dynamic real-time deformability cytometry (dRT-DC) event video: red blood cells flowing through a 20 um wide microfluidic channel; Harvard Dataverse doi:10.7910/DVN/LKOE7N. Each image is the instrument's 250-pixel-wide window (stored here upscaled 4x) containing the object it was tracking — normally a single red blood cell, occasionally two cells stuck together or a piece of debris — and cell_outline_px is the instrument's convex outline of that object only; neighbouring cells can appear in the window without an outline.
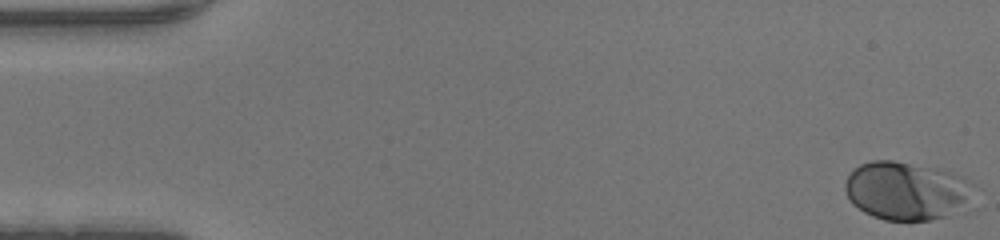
{"species": "human", "species_latin": "Homo sapiens", "temperature_condition": "warm", "stored_images_in_passage": 47, "camera_frame_rate_fps": 3000, "um_per_image_px": 0.085, "donor": {"sex": "male"}, "frame": {"image": 1, "passage_image": 1, "time_ms": 0.0, "image_size_px": [1000, 240], "cell_outline_px": [[980, 188], [948, 216], [928, 220], [884, 220], [872, 216], [864, 212], [852, 204], [844, 188], [844, 184], [852, 168], [860, 164], [872, 160], [892, 160], [936, 168], [952, 172], [964, 176], [976, 184]], "centroid_in_image_um": [77.05, 16.19], "position_along_channel_um": 7.9, "area_um2": 43.99}}
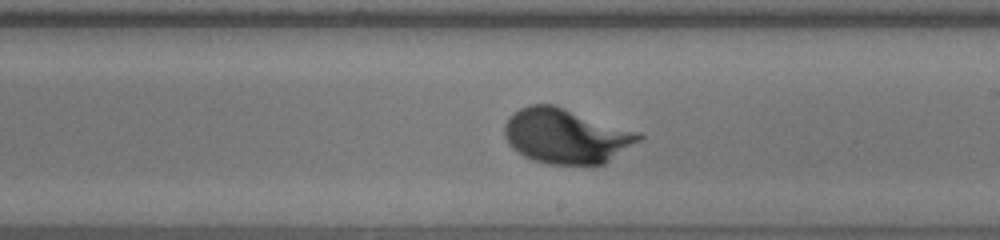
{"frame": {"image": 2, "passage_image": 27, "time_ms": 8.667, "image_size_px": [1000, 240], "cell_outline_px": [[644, 136], [640, 140], [604, 164], [548, 164], [532, 160], [516, 152], [508, 144], [504, 136], [504, 124], [520, 108], [528, 104], [552, 104], [640, 132]], "centroid_in_image_um": [48.09, 11.56], "position_along_channel_um": 240.9, "area_um2": 42.77}}
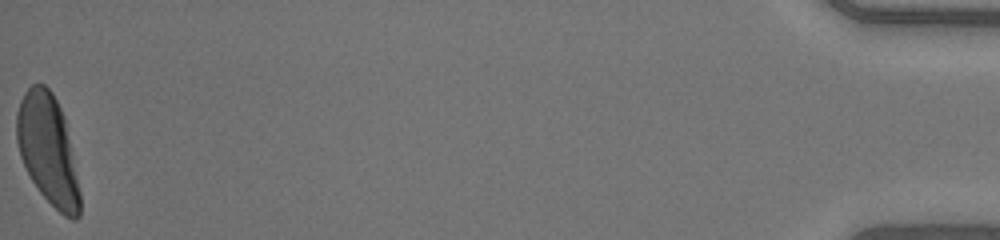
{"frame": {"image": 3, "passage_image": 47, "time_ms": 15.333, "image_size_px": [1000, 240], "cell_outline_px": [[80, 216], [76, 220], [72, 220], [64, 216], [40, 192], [32, 180], [20, 156], [16, 140], [16, 112], [20, 100], [24, 92], [32, 84], [44, 84], [52, 92], [64, 116], [80, 192]], "centroid_in_image_um": [4.06, 12.7], "position_along_channel_um": 431.1, "area_um2": 40.11}}